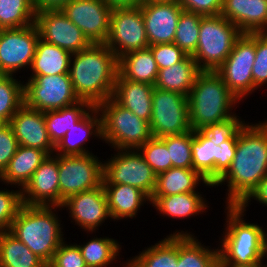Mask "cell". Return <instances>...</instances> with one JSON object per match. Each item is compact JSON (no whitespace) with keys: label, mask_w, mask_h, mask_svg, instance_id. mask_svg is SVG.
<instances>
[{"label":"cell","mask_w":267,"mask_h":267,"mask_svg":"<svg viewBox=\"0 0 267 267\" xmlns=\"http://www.w3.org/2000/svg\"><path fill=\"white\" fill-rule=\"evenodd\" d=\"M264 121L245 123L240 129L232 164L214 184L218 187L227 183V205H239L267 175V120Z\"/></svg>","instance_id":"1"},{"label":"cell","mask_w":267,"mask_h":267,"mask_svg":"<svg viewBox=\"0 0 267 267\" xmlns=\"http://www.w3.org/2000/svg\"><path fill=\"white\" fill-rule=\"evenodd\" d=\"M118 69L117 56L104 43L72 54L69 75L75 94L93 106L111 98Z\"/></svg>","instance_id":"2"},{"label":"cell","mask_w":267,"mask_h":267,"mask_svg":"<svg viewBox=\"0 0 267 267\" xmlns=\"http://www.w3.org/2000/svg\"><path fill=\"white\" fill-rule=\"evenodd\" d=\"M226 228L221 237L219 266H252L266 257V235L261 226L246 222L238 205H226ZM244 219V220H243Z\"/></svg>","instance_id":"3"},{"label":"cell","mask_w":267,"mask_h":267,"mask_svg":"<svg viewBox=\"0 0 267 267\" xmlns=\"http://www.w3.org/2000/svg\"><path fill=\"white\" fill-rule=\"evenodd\" d=\"M58 208L61 207L23 204L9 230L47 265L64 241L63 226L56 211Z\"/></svg>","instance_id":"4"},{"label":"cell","mask_w":267,"mask_h":267,"mask_svg":"<svg viewBox=\"0 0 267 267\" xmlns=\"http://www.w3.org/2000/svg\"><path fill=\"white\" fill-rule=\"evenodd\" d=\"M239 102L215 71H201L188 96L191 129L231 118L235 115L232 108Z\"/></svg>","instance_id":"5"},{"label":"cell","mask_w":267,"mask_h":267,"mask_svg":"<svg viewBox=\"0 0 267 267\" xmlns=\"http://www.w3.org/2000/svg\"><path fill=\"white\" fill-rule=\"evenodd\" d=\"M96 108L101 116V140L115 150L138 149L153 137L149 122L119 105L112 97Z\"/></svg>","instance_id":"6"},{"label":"cell","mask_w":267,"mask_h":267,"mask_svg":"<svg viewBox=\"0 0 267 267\" xmlns=\"http://www.w3.org/2000/svg\"><path fill=\"white\" fill-rule=\"evenodd\" d=\"M242 35L239 28L222 15L203 16L199 39L192 55L201 71H216L231 53Z\"/></svg>","instance_id":"7"},{"label":"cell","mask_w":267,"mask_h":267,"mask_svg":"<svg viewBox=\"0 0 267 267\" xmlns=\"http://www.w3.org/2000/svg\"><path fill=\"white\" fill-rule=\"evenodd\" d=\"M114 151L118 153L108 161H103V184L130 185L151 198L156 187L157 175L139 150L116 149Z\"/></svg>","instance_id":"8"},{"label":"cell","mask_w":267,"mask_h":267,"mask_svg":"<svg viewBox=\"0 0 267 267\" xmlns=\"http://www.w3.org/2000/svg\"><path fill=\"white\" fill-rule=\"evenodd\" d=\"M255 56V33H242L229 56L215 71L239 101L254 91L252 68Z\"/></svg>","instance_id":"9"},{"label":"cell","mask_w":267,"mask_h":267,"mask_svg":"<svg viewBox=\"0 0 267 267\" xmlns=\"http://www.w3.org/2000/svg\"><path fill=\"white\" fill-rule=\"evenodd\" d=\"M79 101L69 74L30 76L24 84V104L41 112L69 107Z\"/></svg>","instance_id":"10"},{"label":"cell","mask_w":267,"mask_h":267,"mask_svg":"<svg viewBox=\"0 0 267 267\" xmlns=\"http://www.w3.org/2000/svg\"><path fill=\"white\" fill-rule=\"evenodd\" d=\"M149 123L155 138L191 131L188 97L179 92L154 87Z\"/></svg>","instance_id":"11"},{"label":"cell","mask_w":267,"mask_h":267,"mask_svg":"<svg viewBox=\"0 0 267 267\" xmlns=\"http://www.w3.org/2000/svg\"><path fill=\"white\" fill-rule=\"evenodd\" d=\"M93 153L59 155L60 207L70 196L103 184V163Z\"/></svg>","instance_id":"12"},{"label":"cell","mask_w":267,"mask_h":267,"mask_svg":"<svg viewBox=\"0 0 267 267\" xmlns=\"http://www.w3.org/2000/svg\"><path fill=\"white\" fill-rule=\"evenodd\" d=\"M104 44L118 59L126 53L149 47L140 6L112 9L110 32Z\"/></svg>","instance_id":"13"},{"label":"cell","mask_w":267,"mask_h":267,"mask_svg":"<svg viewBox=\"0 0 267 267\" xmlns=\"http://www.w3.org/2000/svg\"><path fill=\"white\" fill-rule=\"evenodd\" d=\"M40 33L37 25L0 30V72L14 75L31 66ZM29 66V67H28Z\"/></svg>","instance_id":"14"},{"label":"cell","mask_w":267,"mask_h":267,"mask_svg":"<svg viewBox=\"0 0 267 267\" xmlns=\"http://www.w3.org/2000/svg\"><path fill=\"white\" fill-rule=\"evenodd\" d=\"M61 11L92 43H105L112 8L104 0H70Z\"/></svg>","instance_id":"15"},{"label":"cell","mask_w":267,"mask_h":267,"mask_svg":"<svg viewBox=\"0 0 267 267\" xmlns=\"http://www.w3.org/2000/svg\"><path fill=\"white\" fill-rule=\"evenodd\" d=\"M35 24L41 39L71 54L84 50L92 44L61 9L36 12Z\"/></svg>","instance_id":"16"},{"label":"cell","mask_w":267,"mask_h":267,"mask_svg":"<svg viewBox=\"0 0 267 267\" xmlns=\"http://www.w3.org/2000/svg\"><path fill=\"white\" fill-rule=\"evenodd\" d=\"M22 202L29 206H59L58 154L48 155L21 189Z\"/></svg>","instance_id":"17"},{"label":"cell","mask_w":267,"mask_h":267,"mask_svg":"<svg viewBox=\"0 0 267 267\" xmlns=\"http://www.w3.org/2000/svg\"><path fill=\"white\" fill-rule=\"evenodd\" d=\"M68 209L70 217L79 227L93 233L110 217L103 184L68 197L61 208Z\"/></svg>","instance_id":"18"},{"label":"cell","mask_w":267,"mask_h":267,"mask_svg":"<svg viewBox=\"0 0 267 267\" xmlns=\"http://www.w3.org/2000/svg\"><path fill=\"white\" fill-rule=\"evenodd\" d=\"M149 46L173 43L183 8L178 2H142L140 5Z\"/></svg>","instance_id":"19"},{"label":"cell","mask_w":267,"mask_h":267,"mask_svg":"<svg viewBox=\"0 0 267 267\" xmlns=\"http://www.w3.org/2000/svg\"><path fill=\"white\" fill-rule=\"evenodd\" d=\"M9 124L20 146L37 148L49 155L55 153V146L48 136L44 112L23 104L13 115Z\"/></svg>","instance_id":"20"},{"label":"cell","mask_w":267,"mask_h":267,"mask_svg":"<svg viewBox=\"0 0 267 267\" xmlns=\"http://www.w3.org/2000/svg\"><path fill=\"white\" fill-rule=\"evenodd\" d=\"M220 15L242 33L267 32V0H223Z\"/></svg>","instance_id":"21"},{"label":"cell","mask_w":267,"mask_h":267,"mask_svg":"<svg viewBox=\"0 0 267 267\" xmlns=\"http://www.w3.org/2000/svg\"><path fill=\"white\" fill-rule=\"evenodd\" d=\"M153 90L151 84L124 79L118 73L112 98L139 118L150 122Z\"/></svg>","instance_id":"22"},{"label":"cell","mask_w":267,"mask_h":267,"mask_svg":"<svg viewBox=\"0 0 267 267\" xmlns=\"http://www.w3.org/2000/svg\"><path fill=\"white\" fill-rule=\"evenodd\" d=\"M102 139L101 116L94 106L78 123H76L55 146L59 155H85L92 153L83 145L91 136Z\"/></svg>","instance_id":"23"},{"label":"cell","mask_w":267,"mask_h":267,"mask_svg":"<svg viewBox=\"0 0 267 267\" xmlns=\"http://www.w3.org/2000/svg\"><path fill=\"white\" fill-rule=\"evenodd\" d=\"M107 197L110 218L114 221L133 218L138 215L140 207L150 198L138 188L125 184H103ZM143 204V205H142Z\"/></svg>","instance_id":"24"},{"label":"cell","mask_w":267,"mask_h":267,"mask_svg":"<svg viewBox=\"0 0 267 267\" xmlns=\"http://www.w3.org/2000/svg\"><path fill=\"white\" fill-rule=\"evenodd\" d=\"M48 155L43 150L19 145L15 155L0 175V181L11 186L18 185L16 187L22 189Z\"/></svg>","instance_id":"25"},{"label":"cell","mask_w":267,"mask_h":267,"mask_svg":"<svg viewBox=\"0 0 267 267\" xmlns=\"http://www.w3.org/2000/svg\"><path fill=\"white\" fill-rule=\"evenodd\" d=\"M199 192H187L169 196H151L150 203L162 215L169 218H190L202 214L208 204ZM190 216V217H189Z\"/></svg>","instance_id":"26"},{"label":"cell","mask_w":267,"mask_h":267,"mask_svg":"<svg viewBox=\"0 0 267 267\" xmlns=\"http://www.w3.org/2000/svg\"><path fill=\"white\" fill-rule=\"evenodd\" d=\"M175 231L178 235L177 267H219V249H210L201 244L194 234Z\"/></svg>","instance_id":"27"},{"label":"cell","mask_w":267,"mask_h":267,"mask_svg":"<svg viewBox=\"0 0 267 267\" xmlns=\"http://www.w3.org/2000/svg\"><path fill=\"white\" fill-rule=\"evenodd\" d=\"M200 72L192 55H188L171 67L159 69L154 87L179 92L188 97Z\"/></svg>","instance_id":"28"},{"label":"cell","mask_w":267,"mask_h":267,"mask_svg":"<svg viewBox=\"0 0 267 267\" xmlns=\"http://www.w3.org/2000/svg\"><path fill=\"white\" fill-rule=\"evenodd\" d=\"M201 182L209 187L214 184L204 179L193 168L172 167L157 175L156 187L152 196H169L187 192H198L195 189Z\"/></svg>","instance_id":"29"},{"label":"cell","mask_w":267,"mask_h":267,"mask_svg":"<svg viewBox=\"0 0 267 267\" xmlns=\"http://www.w3.org/2000/svg\"><path fill=\"white\" fill-rule=\"evenodd\" d=\"M118 73L135 82L154 86L158 76V66L151 49L145 48L126 53L118 59Z\"/></svg>","instance_id":"30"},{"label":"cell","mask_w":267,"mask_h":267,"mask_svg":"<svg viewBox=\"0 0 267 267\" xmlns=\"http://www.w3.org/2000/svg\"><path fill=\"white\" fill-rule=\"evenodd\" d=\"M71 53L39 38L30 76L69 74Z\"/></svg>","instance_id":"31"},{"label":"cell","mask_w":267,"mask_h":267,"mask_svg":"<svg viewBox=\"0 0 267 267\" xmlns=\"http://www.w3.org/2000/svg\"><path fill=\"white\" fill-rule=\"evenodd\" d=\"M178 235H167L155 245L133 256L123 267H177Z\"/></svg>","instance_id":"32"},{"label":"cell","mask_w":267,"mask_h":267,"mask_svg":"<svg viewBox=\"0 0 267 267\" xmlns=\"http://www.w3.org/2000/svg\"><path fill=\"white\" fill-rule=\"evenodd\" d=\"M94 106L81 100L74 105L44 112L47 132L54 146L78 123Z\"/></svg>","instance_id":"33"},{"label":"cell","mask_w":267,"mask_h":267,"mask_svg":"<svg viewBox=\"0 0 267 267\" xmlns=\"http://www.w3.org/2000/svg\"><path fill=\"white\" fill-rule=\"evenodd\" d=\"M0 267H47L10 231L0 233Z\"/></svg>","instance_id":"34"},{"label":"cell","mask_w":267,"mask_h":267,"mask_svg":"<svg viewBox=\"0 0 267 267\" xmlns=\"http://www.w3.org/2000/svg\"><path fill=\"white\" fill-rule=\"evenodd\" d=\"M191 149L193 169L208 182L215 184V164L219 161V145H215L201 130H195Z\"/></svg>","instance_id":"35"},{"label":"cell","mask_w":267,"mask_h":267,"mask_svg":"<svg viewBox=\"0 0 267 267\" xmlns=\"http://www.w3.org/2000/svg\"><path fill=\"white\" fill-rule=\"evenodd\" d=\"M87 267H107L119 257L121 246L113 238L96 237L78 245ZM118 256V257H117Z\"/></svg>","instance_id":"36"},{"label":"cell","mask_w":267,"mask_h":267,"mask_svg":"<svg viewBox=\"0 0 267 267\" xmlns=\"http://www.w3.org/2000/svg\"><path fill=\"white\" fill-rule=\"evenodd\" d=\"M35 17L33 0H0V30L32 25Z\"/></svg>","instance_id":"37"},{"label":"cell","mask_w":267,"mask_h":267,"mask_svg":"<svg viewBox=\"0 0 267 267\" xmlns=\"http://www.w3.org/2000/svg\"><path fill=\"white\" fill-rule=\"evenodd\" d=\"M24 104V81L13 75L0 77V121L9 123L13 115Z\"/></svg>","instance_id":"38"},{"label":"cell","mask_w":267,"mask_h":267,"mask_svg":"<svg viewBox=\"0 0 267 267\" xmlns=\"http://www.w3.org/2000/svg\"><path fill=\"white\" fill-rule=\"evenodd\" d=\"M202 17L201 14L184 10L180 14L173 43L187 55H193L196 51Z\"/></svg>","instance_id":"39"},{"label":"cell","mask_w":267,"mask_h":267,"mask_svg":"<svg viewBox=\"0 0 267 267\" xmlns=\"http://www.w3.org/2000/svg\"><path fill=\"white\" fill-rule=\"evenodd\" d=\"M193 137L194 130L180 135H167L160 138L167 146L172 167L193 168L191 149Z\"/></svg>","instance_id":"40"},{"label":"cell","mask_w":267,"mask_h":267,"mask_svg":"<svg viewBox=\"0 0 267 267\" xmlns=\"http://www.w3.org/2000/svg\"><path fill=\"white\" fill-rule=\"evenodd\" d=\"M138 150L156 175L172 168L169 151L166 144L160 138L152 137L139 147Z\"/></svg>","instance_id":"41"},{"label":"cell","mask_w":267,"mask_h":267,"mask_svg":"<svg viewBox=\"0 0 267 267\" xmlns=\"http://www.w3.org/2000/svg\"><path fill=\"white\" fill-rule=\"evenodd\" d=\"M22 205L21 189L0 190V233L10 230L12 221Z\"/></svg>","instance_id":"42"},{"label":"cell","mask_w":267,"mask_h":267,"mask_svg":"<svg viewBox=\"0 0 267 267\" xmlns=\"http://www.w3.org/2000/svg\"><path fill=\"white\" fill-rule=\"evenodd\" d=\"M244 125L245 121H242L239 116L235 114L223 122L209 124L200 130L214 142L215 145H219L228 139H237L238 133Z\"/></svg>","instance_id":"43"},{"label":"cell","mask_w":267,"mask_h":267,"mask_svg":"<svg viewBox=\"0 0 267 267\" xmlns=\"http://www.w3.org/2000/svg\"><path fill=\"white\" fill-rule=\"evenodd\" d=\"M255 49L252 68L254 90L267 83V32L255 33Z\"/></svg>","instance_id":"44"},{"label":"cell","mask_w":267,"mask_h":267,"mask_svg":"<svg viewBox=\"0 0 267 267\" xmlns=\"http://www.w3.org/2000/svg\"><path fill=\"white\" fill-rule=\"evenodd\" d=\"M47 267H87V265L77 243L68 245L64 240Z\"/></svg>","instance_id":"45"},{"label":"cell","mask_w":267,"mask_h":267,"mask_svg":"<svg viewBox=\"0 0 267 267\" xmlns=\"http://www.w3.org/2000/svg\"><path fill=\"white\" fill-rule=\"evenodd\" d=\"M149 48L154 55L158 69L171 67L188 56L174 43L155 44Z\"/></svg>","instance_id":"46"},{"label":"cell","mask_w":267,"mask_h":267,"mask_svg":"<svg viewBox=\"0 0 267 267\" xmlns=\"http://www.w3.org/2000/svg\"><path fill=\"white\" fill-rule=\"evenodd\" d=\"M19 146L14 135L12 126L9 123L0 125V175L6 169L10 159L15 155Z\"/></svg>","instance_id":"47"},{"label":"cell","mask_w":267,"mask_h":267,"mask_svg":"<svg viewBox=\"0 0 267 267\" xmlns=\"http://www.w3.org/2000/svg\"><path fill=\"white\" fill-rule=\"evenodd\" d=\"M184 11L198 13L203 16L220 15L223 0H178Z\"/></svg>","instance_id":"48"},{"label":"cell","mask_w":267,"mask_h":267,"mask_svg":"<svg viewBox=\"0 0 267 267\" xmlns=\"http://www.w3.org/2000/svg\"><path fill=\"white\" fill-rule=\"evenodd\" d=\"M237 139H228L219 144V161L215 164V183L230 168L235 156Z\"/></svg>","instance_id":"49"},{"label":"cell","mask_w":267,"mask_h":267,"mask_svg":"<svg viewBox=\"0 0 267 267\" xmlns=\"http://www.w3.org/2000/svg\"><path fill=\"white\" fill-rule=\"evenodd\" d=\"M251 199L267 206V175L264 176L249 195L238 205L244 212Z\"/></svg>","instance_id":"50"},{"label":"cell","mask_w":267,"mask_h":267,"mask_svg":"<svg viewBox=\"0 0 267 267\" xmlns=\"http://www.w3.org/2000/svg\"><path fill=\"white\" fill-rule=\"evenodd\" d=\"M70 0H33V6L36 12L44 10L61 9Z\"/></svg>","instance_id":"51"},{"label":"cell","mask_w":267,"mask_h":267,"mask_svg":"<svg viewBox=\"0 0 267 267\" xmlns=\"http://www.w3.org/2000/svg\"><path fill=\"white\" fill-rule=\"evenodd\" d=\"M112 9L124 7H137L142 4L140 0H104Z\"/></svg>","instance_id":"52"},{"label":"cell","mask_w":267,"mask_h":267,"mask_svg":"<svg viewBox=\"0 0 267 267\" xmlns=\"http://www.w3.org/2000/svg\"><path fill=\"white\" fill-rule=\"evenodd\" d=\"M219 267H236V266H219ZM244 267H265V264H263V262H261V263H257V264L252 265V266H244Z\"/></svg>","instance_id":"53"},{"label":"cell","mask_w":267,"mask_h":267,"mask_svg":"<svg viewBox=\"0 0 267 267\" xmlns=\"http://www.w3.org/2000/svg\"><path fill=\"white\" fill-rule=\"evenodd\" d=\"M144 2H178V0H145Z\"/></svg>","instance_id":"54"},{"label":"cell","mask_w":267,"mask_h":267,"mask_svg":"<svg viewBox=\"0 0 267 267\" xmlns=\"http://www.w3.org/2000/svg\"><path fill=\"white\" fill-rule=\"evenodd\" d=\"M266 257H267V235H266Z\"/></svg>","instance_id":"55"}]
</instances>
